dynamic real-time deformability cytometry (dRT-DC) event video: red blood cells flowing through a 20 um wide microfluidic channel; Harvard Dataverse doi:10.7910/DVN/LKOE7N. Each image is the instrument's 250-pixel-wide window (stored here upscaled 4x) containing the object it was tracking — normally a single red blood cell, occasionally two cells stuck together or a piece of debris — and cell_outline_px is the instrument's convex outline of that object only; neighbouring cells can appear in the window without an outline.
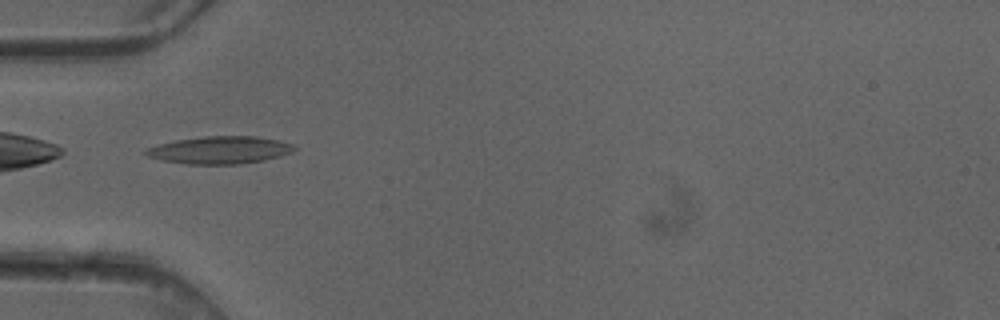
{"species": "common noctule bat (a hibernating species)", "species_latin": "Nyctalus noctula", "temperature_condition": "cold", "stored_images_in_passage": 2, "camera_frame_rate_fps": 3000, "um_per_image_px": 0.085, "animal": {"sex": "female"}, "frame": {"image": 1, "passage_image": 2, "time_ms": 0.333, "image_size_px": [1000, 320], "cell_outline_px": [[296, 148], [292, 152], [280, 156], [264, 160], [240, 164], [188, 164], [164, 160], [148, 156], [140, 152], [148, 148], [160, 144], [176, 140], [204, 136], [256, 136], [280, 140], [296, 144]], "centroid_in_image_um": [18.74, 12.74], "position_along_channel_um": 66.3, "area_um2": 23.81}}